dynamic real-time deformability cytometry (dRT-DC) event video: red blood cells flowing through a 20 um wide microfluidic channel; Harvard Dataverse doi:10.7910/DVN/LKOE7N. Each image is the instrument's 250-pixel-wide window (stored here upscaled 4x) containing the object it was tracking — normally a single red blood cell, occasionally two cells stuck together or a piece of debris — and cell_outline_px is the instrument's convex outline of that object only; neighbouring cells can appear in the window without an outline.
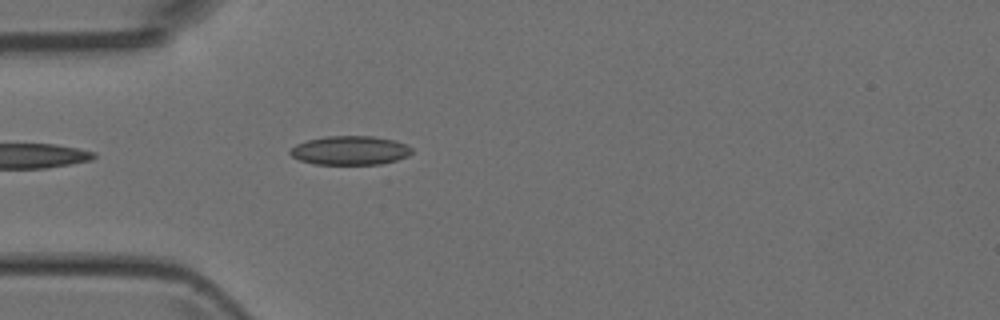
{"species": "Egyptian fruit bat (a non-hibernating species)", "species_latin": "Rousettus aegyptiacus", "temperature_condition": "room temperature", "stored_images_in_passage": 3, "camera_frame_rate_fps": 3000, "um_per_image_px": 0.085, "animal": {"sex": "female"}, "frame": {"image": 1, "passage_image": 3, "time_ms": 3.0, "image_size_px": [1000, 320], "cell_outline_px": [[412, 152], [408, 156], [396, 160], [380, 164], [316, 164], [300, 160], [292, 156], [288, 152], [296, 144], [308, 140], [324, 136], [372, 136], [392, 140], [404, 144], [412, 148]], "centroid_in_image_um": [29.74, 12.78], "position_along_channel_um": 55.3, "area_um2": 20.35}}